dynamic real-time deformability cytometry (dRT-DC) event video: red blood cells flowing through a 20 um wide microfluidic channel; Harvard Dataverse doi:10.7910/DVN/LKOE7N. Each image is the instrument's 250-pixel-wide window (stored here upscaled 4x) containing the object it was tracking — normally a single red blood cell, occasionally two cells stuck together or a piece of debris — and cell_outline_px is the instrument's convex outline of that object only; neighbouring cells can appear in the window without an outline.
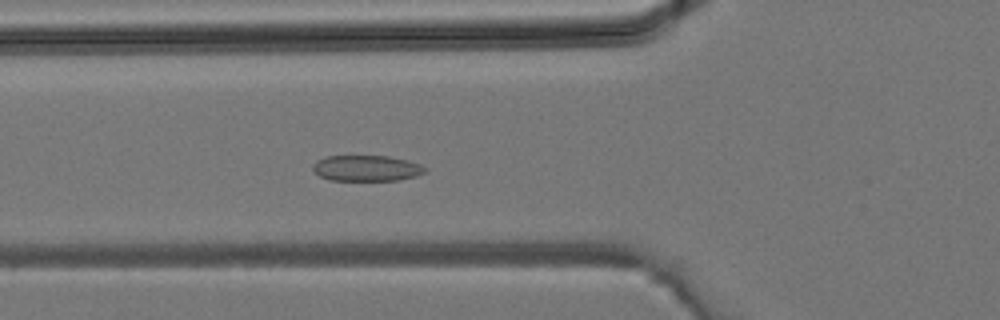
{"species": "common noctule bat (a hibernating species)", "species_latin": "Nyctalus noctula", "temperature_condition": "room temperature", "stored_images_in_passage": 28, "camera_frame_rate_fps": 3000, "um_per_image_px": 0.085, "animal": {"sex": "male", "body_mass_g": 19.2, "forearm_length_mm": 51.8}, "frame": {"image": 1, "passage_image": 7, "time_ms": 2.0, "image_size_px": [1000, 320], "cell_outline_px": [[428, 168], [424, 172], [416, 176], [396, 180], [328, 180], [320, 176], [312, 168], [312, 164], [316, 160], [324, 156], [388, 156], [408, 160], [420, 164]], "centroid_in_image_um": [31.14, 14.29], "position_along_channel_um": 94.7, "area_um2": 16.94}}
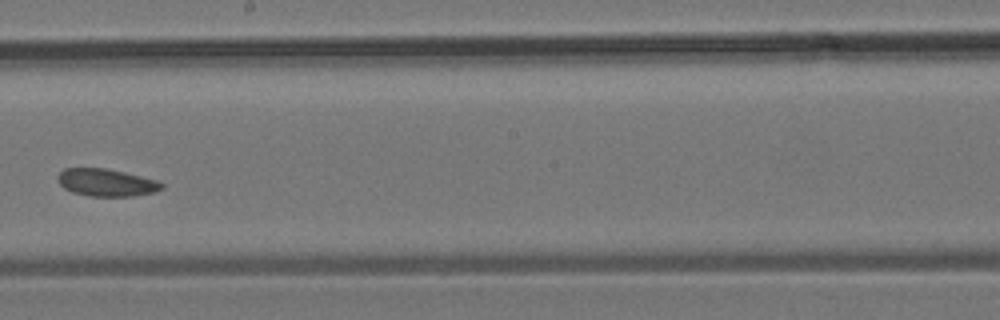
{"frame": {"image": 2, "passage_image": 15, "time_ms": 4.667, "image_size_px": [1000, 320], "cell_outline_px": [[164, 188], [156, 192], [132, 196], [88, 196], [72, 192], [64, 188], [60, 184], [56, 176], [64, 168], [108, 168], [160, 180], [164, 184]], "centroid_in_image_um": [9.08, 15.51], "position_along_channel_um": 239.1, "area_um2": 16.94}}
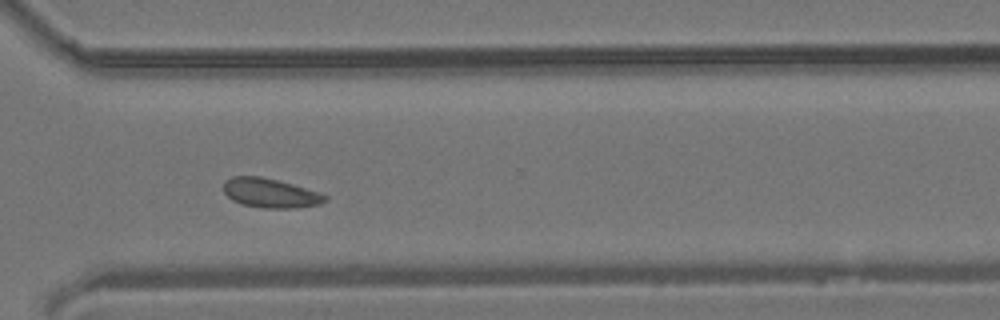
{"frame": {"image": 3, "passage_image": 21, "time_ms": 6.667, "image_size_px": [1000, 320], "cell_outline_px": [[328, 200], [320, 204], [296, 208], [264, 208], [240, 204], [232, 200], [224, 192], [224, 180], [232, 176], [260, 176], [292, 184], [320, 192], [328, 196]], "centroid_in_image_um": [22.98, 16.41], "position_along_channel_um": 347.6, "area_um2": 17.46}}